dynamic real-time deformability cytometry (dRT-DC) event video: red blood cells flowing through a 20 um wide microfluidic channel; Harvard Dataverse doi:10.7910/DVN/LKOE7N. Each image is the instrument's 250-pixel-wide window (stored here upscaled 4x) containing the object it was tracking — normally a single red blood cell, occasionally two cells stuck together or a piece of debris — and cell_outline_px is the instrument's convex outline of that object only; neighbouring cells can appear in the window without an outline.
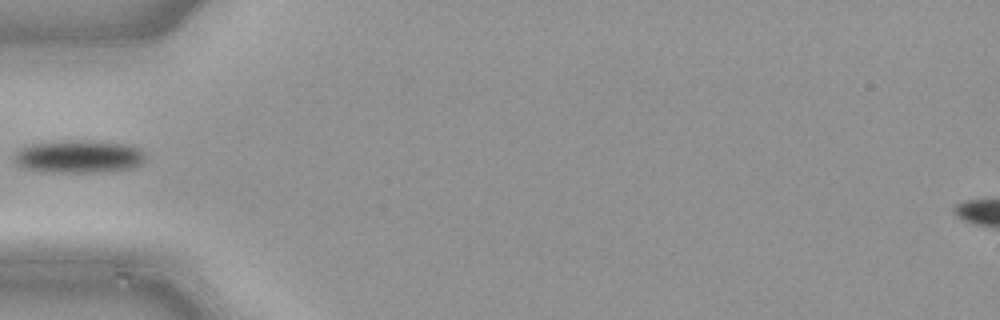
{"species": "common noctule bat (a hibernating species)", "species_latin": "Nyctalus noctula", "temperature_condition": "cold", "stored_images_in_passage": 33, "camera_frame_rate_fps": 3000, "um_per_image_px": 0.085, "animal": {"sex": "male", "body_mass_g": 21.5, "forearm_length_mm": 52.0}, "frame": {"image": 1, "passage_image": 1, "time_ms": 0.0, "image_size_px": [1000, 320], "cell_outline_px": [[144, 160], [136, 168], [108, 172], [56, 172], [24, 168], [16, 164], [12, 160], [16, 152], [32, 144], [60, 140], [88, 140], [124, 144], [140, 148], [144, 152]], "centroid_in_image_um": [6.74, 13.31], "position_along_channel_um": 78.3, "area_um2": 25.26}}
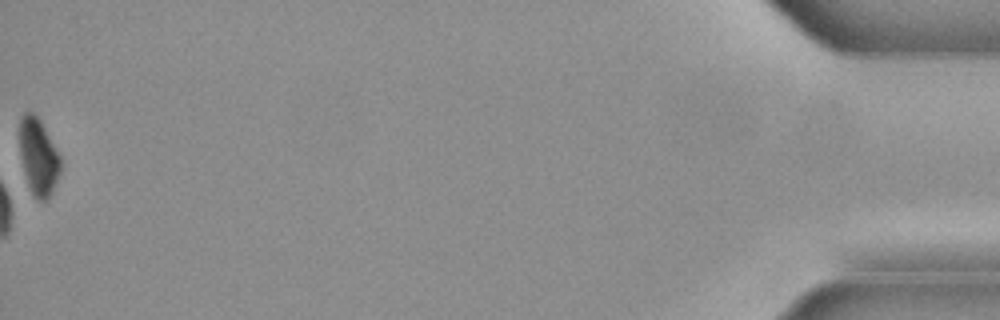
{"frame": {"image": 2, "passage_image": 33, "time_ms": 10.667, "image_size_px": [1000, 320], "cell_outline_px": [[64, 164], [52, 192], [48, 200], [36, 200], [32, 196], [24, 172], [20, 152], [20, 116], [24, 112], [32, 112], [40, 120], [60, 156]], "centroid_in_image_um": [3.29, 13.36], "position_along_channel_um": 431.9, "area_um2": 18.44}}